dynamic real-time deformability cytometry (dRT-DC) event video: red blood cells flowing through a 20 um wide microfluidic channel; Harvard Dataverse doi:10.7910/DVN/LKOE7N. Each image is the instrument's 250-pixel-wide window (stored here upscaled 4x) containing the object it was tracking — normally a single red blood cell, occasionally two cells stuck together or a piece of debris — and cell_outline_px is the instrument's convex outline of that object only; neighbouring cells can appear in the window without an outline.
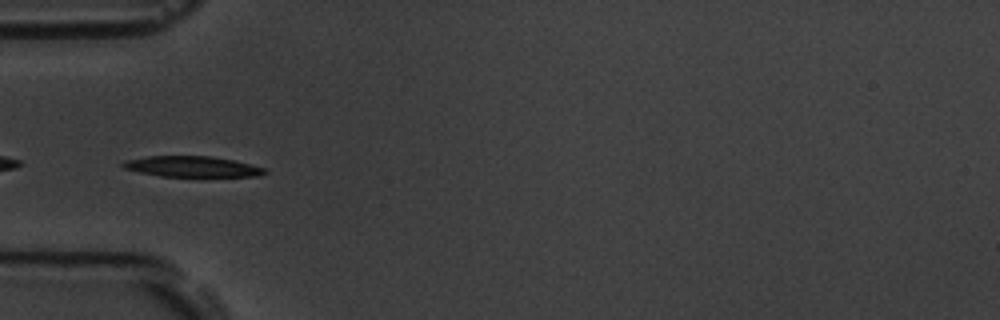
{"species": "common noctule bat (a hibernating species)", "species_latin": "Nyctalus noctula", "temperature_condition": "room temperature", "stored_images_in_passage": 9, "camera_frame_rate_fps": 3000, "um_per_image_px": 0.085, "animal": {"sex": "male", "body_mass_g": 19.5, "forearm_length_mm": 54.6}, "frame": {"image": 1, "passage_image": 4, "time_ms": 3.333, "image_size_px": [1000, 320], "cell_outline_px": [[268, 172], [260, 176], [200, 180], [160, 176], [140, 172], [124, 168], [120, 164], [124, 160], [148, 156], [208, 156], [236, 160], [264, 168]], "centroid_in_image_um": [16.42, 14.22], "position_along_channel_um": 68.6, "area_um2": 18.5}}
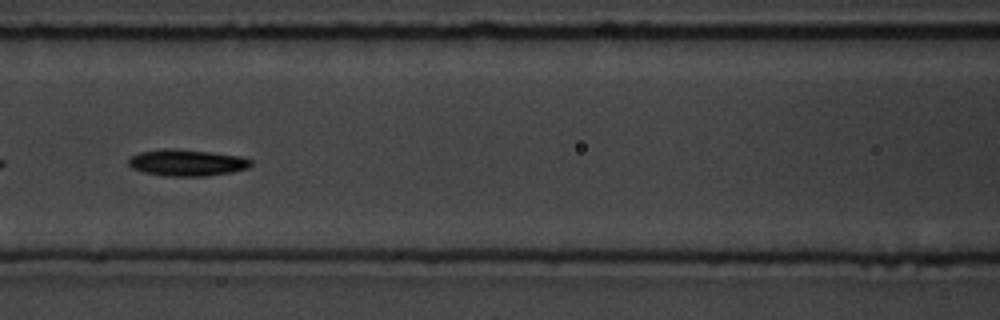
{"frame": {"image": 2, "passage_image": 6, "time_ms": 5.667, "image_size_px": [1000, 320], "cell_outline_px": [[252, 164], [248, 168], [232, 172], [204, 176], [164, 176], [144, 172], [132, 168], [128, 164], [128, 160], [132, 156], [140, 152], [164, 148], [172, 148], [212, 152], [240, 156], [252, 160]], "centroid_in_image_um": [15.89, 13.82], "position_along_channel_um": 150.7, "area_um2": 18.96}}
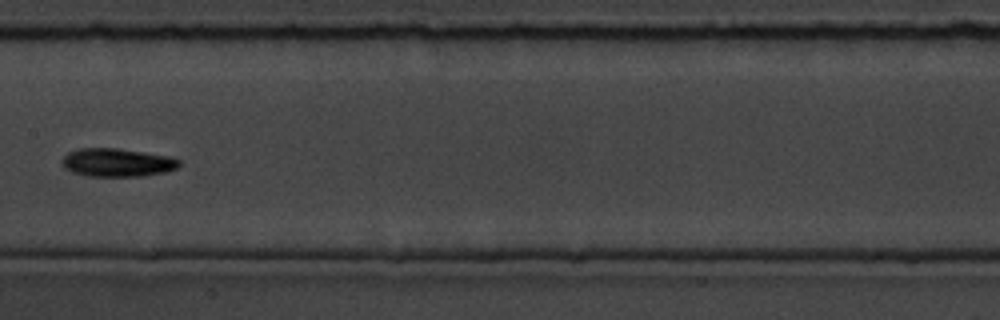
{"frame": {"image": 3, "passage_image": 7, "time_ms": 7.0, "image_size_px": [1000, 320], "cell_outline_px": [[180, 164], [176, 168], [164, 172], [140, 176], [88, 176], [72, 172], [64, 168], [60, 164], [60, 160], [68, 152], [80, 148], [116, 148], [144, 152], [168, 156], [180, 160]], "centroid_in_image_um": [9.9, 13.81], "position_along_channel_um": 197.5, "area_um2": 19.31}}